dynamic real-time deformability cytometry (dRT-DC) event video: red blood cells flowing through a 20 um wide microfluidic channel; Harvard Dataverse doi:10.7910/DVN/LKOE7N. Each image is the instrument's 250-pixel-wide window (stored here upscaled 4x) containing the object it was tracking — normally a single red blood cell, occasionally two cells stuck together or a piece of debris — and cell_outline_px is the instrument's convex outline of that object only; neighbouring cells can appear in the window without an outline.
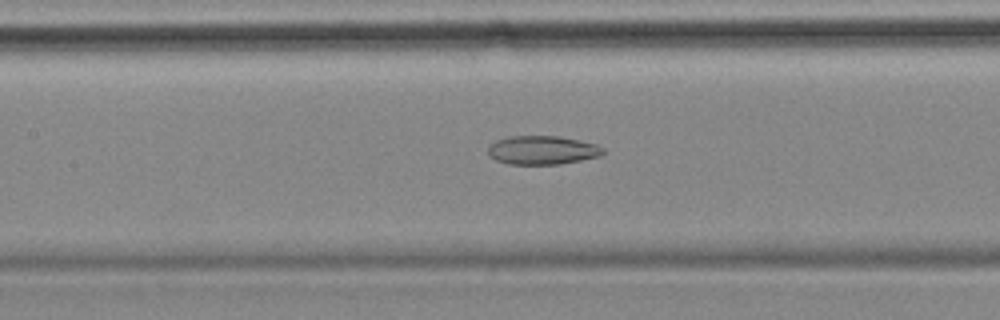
{"species": "common noctule bat (a hibernating species)", "species_latin": "Nyctalus noctula", "temperature_condition": "cold", "stored_images_in_passage": 56, "camera_frame_rate_fps": 3000, "um_per_image_px": 0.085, "animal": {"sex": "female", "body_mass_g": 18.4}, "frame": {"image": 1, "passage_image": 25, "time_ms": 8.0, "image_size_px": [1000, 320], "cell_outline_px": [[604, 152], [600, 156], [560, 164], [508, 164], [496, 160], [488, 152], [488, 148], [496, 140], [508, 136], [560, 136], [596, 144], [604, 148]], "centroid_in_image_um": [46.11, 12.76], "position_along_channel_um": 161.3, "area_um2": 19.13}}
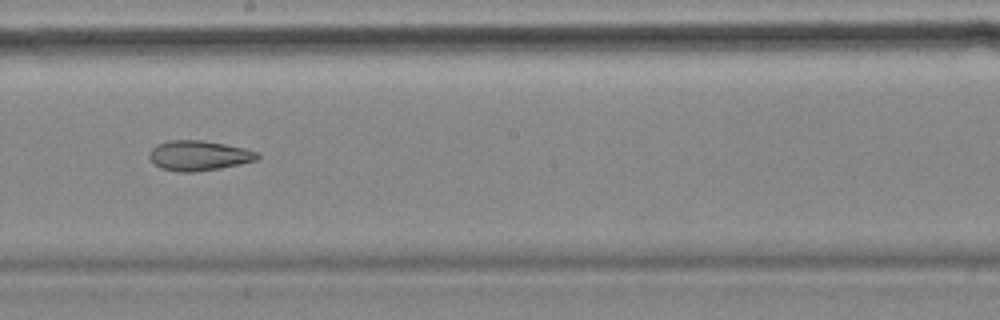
{"frame": {"image": 2, "passage_image": 31, "time_ms": 10.0, "image_size_px": [1000, 320], "cell_outline_px": [[260, 156], [256, 160], [240, 164], [220, 168], [196, 172], [180, 172], [160, 168], [148, 156], [148, 152], [156, 144], [168, 140], [204, 140], [244, 148], [256, 152]], "centroid_in_image_um": [16.87, 13.22], "position_along_channel_um": 231.3, "area_um2": 18.9}}
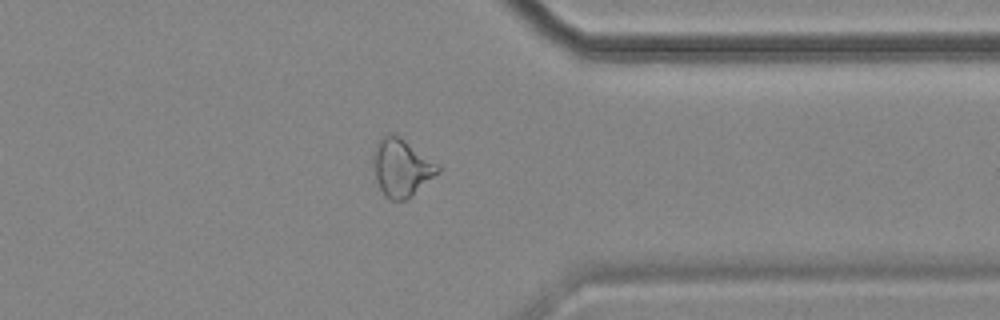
{"frame": {"image": 3, "passage_image": 44, "time_ms": 14.333, "image_size_px": [1000, 320], "cell_outline_px": [[440, 172], [408, 200], [392, 200], [384, 196], [380, 188], [376, 176], [372, 160], [372, 156], [376, 144], [388, 132], [392, 132], [400, 136], [440, 164]], "centroid_in_image_um": [34.16, 14.24], "position_along_channel_um": 377.2, "area_um2": 22.02}, "authors_computed_cell_mechanics": {"area_um2": 22.8021, "velocity_mm_per_s": 3.5198, "shape_relaxation_time_tau1_ms": null, "shape_relaxation_time_tau2_ms": 6.9143, "deformation_change_tau1": null, "deformation_change_tau2": 0.162}}